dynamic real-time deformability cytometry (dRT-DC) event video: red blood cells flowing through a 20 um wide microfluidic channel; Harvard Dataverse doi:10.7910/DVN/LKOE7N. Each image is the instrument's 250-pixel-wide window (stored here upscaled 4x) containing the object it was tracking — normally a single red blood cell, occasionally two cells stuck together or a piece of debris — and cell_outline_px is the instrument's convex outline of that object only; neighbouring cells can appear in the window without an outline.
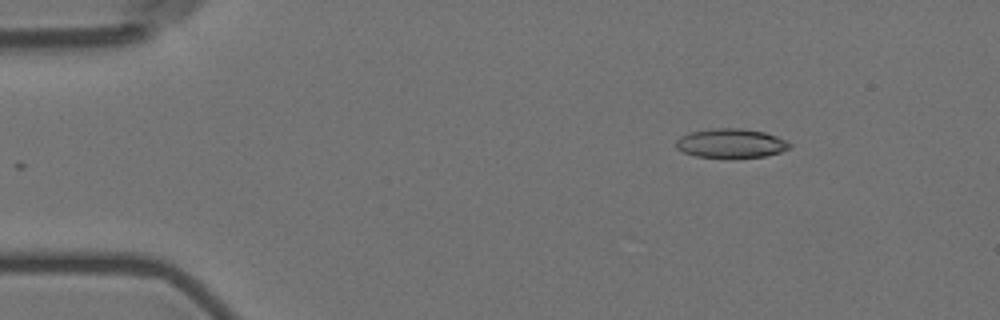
{"species": "Egyptian fruit bat (a non-hibernating species)", "species_latin": "Rousettus aegyptiacus", "temperature_condition": "room temperature", "stored_images_in_passage": 4, "camera_frame_rate_fps": 3000, "um_per_image_px": 0.085, "animal": {"sex": "female"}, "frame": {"image": 1, "passage_image": 2, "time_ms": 1.333, "image_size_px": [1000, 320], "cell_outline_px": [[792, 144], [788, 148], [780, 152], [764, 156], [696, 156], [684, 152], [676, 148], [676, 140], [680, 136], [688, 132], [712, 128], [740, 128], [764, 132], [788, 140]], "centroid_in_image_um": [62.12, 12.14], "position_along_channel_um": 22.9, "area_um2": 18.96}}
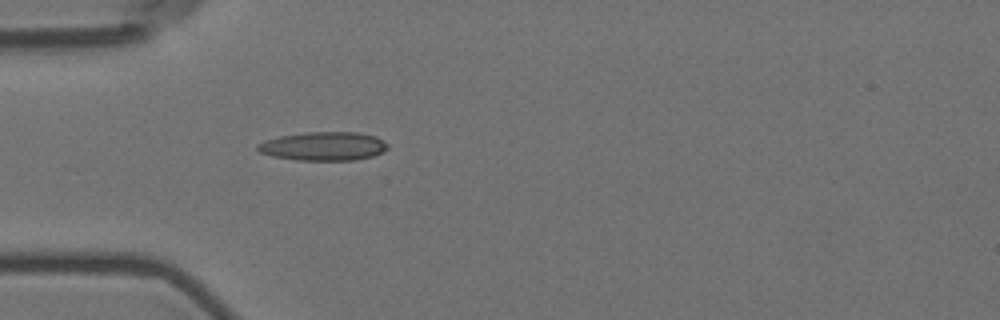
{"frame": {"image": 2, "passage_image": 4, "time_ms": 4.333, "image_size_px": [1000, 320], "cell_outline_px": [[388, 148], [372, 156], [356, 160], [300, 160], [272, 156], [260, 152], [256, 148], [256, 144], [264, 140], [280, 136], [304, 132], [360, 132], [376, 136], [384, 140], [388, 144]], "centroid_in_image_um": [27.5, 12.41], "position_along_channel_um": 57.5, "area_um2": 21.85}}